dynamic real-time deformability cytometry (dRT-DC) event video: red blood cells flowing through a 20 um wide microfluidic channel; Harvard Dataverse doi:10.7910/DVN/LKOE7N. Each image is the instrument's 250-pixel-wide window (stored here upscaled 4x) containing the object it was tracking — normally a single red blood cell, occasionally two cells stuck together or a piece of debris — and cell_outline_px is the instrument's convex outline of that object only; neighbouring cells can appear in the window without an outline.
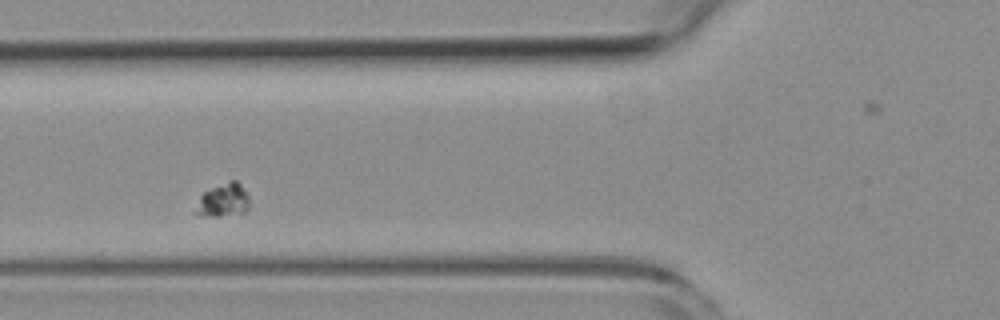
{"species": "common noctule bat (a hibernating species)", "species_latin": "Nyctalus noctula", "temperature_condition": "room temperature", "stored_images_in_passage": 5, "camera_frame_rate_fps": 3000, "um_per_image_px": 0.085, "animal": {"sex": "female", "body_mass_g": 19.3, "forearm_length_mm": 54.1}, "frame": {"image": 1, "passage_image": 3, "time_ms": 2.333, "image_size_px": [1000, 320], "cell_outline_px": [[248, 208], [244, 212], [220, 216], [208, 216], [192, 212], [200, 196], [204, 192], [228, 180], [236, 180], [248, 192]], "centroid_in_image_um": [18.96, 17.01], "position_along_channel_um": 106.8, "area_um2": 10.46}}
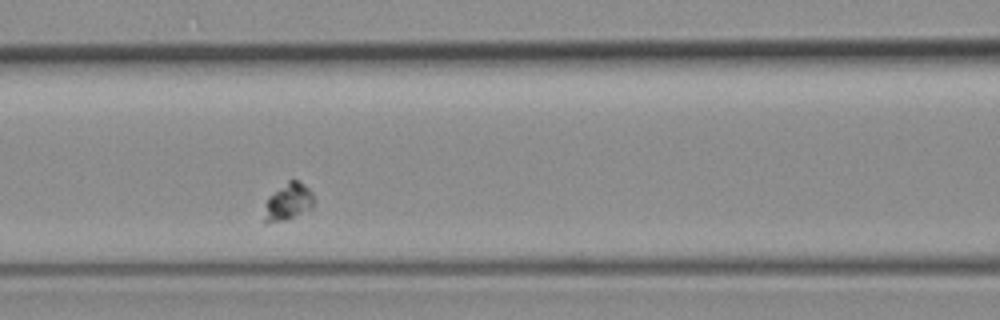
{"frame": {"image": 2, "passage_image": 4, "time_ms": 3.333, "image_size_px": [1000, 320], "cell_outline_px": [[312, 208], [288, 220], [264, 220], [268, 196], [288, 180], [300, 180], [312, 192]], "centroid_in_image_um": [24.53, 17.11], "position_along_channel_um": 142.1, "area_um2": 10.35}}
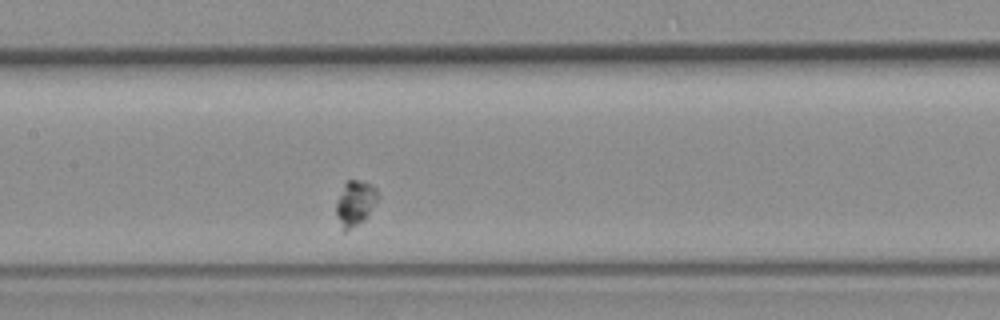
{"frame": {"image": 3, "passage_image": 5, "time_ms": 4.333, "image_size_px": [1000, 320], "cell_outline_px": [[380, 196], [364, 220], [344, 232], [336, 212], [336, 204], [344, 184], [348, 180], [364, 180], [372, 184], [376, 188]], "centroid_in_image_um": [30.23, 17.22], "position_along_channel_um": 177.2, "area_um2": 10.81}}